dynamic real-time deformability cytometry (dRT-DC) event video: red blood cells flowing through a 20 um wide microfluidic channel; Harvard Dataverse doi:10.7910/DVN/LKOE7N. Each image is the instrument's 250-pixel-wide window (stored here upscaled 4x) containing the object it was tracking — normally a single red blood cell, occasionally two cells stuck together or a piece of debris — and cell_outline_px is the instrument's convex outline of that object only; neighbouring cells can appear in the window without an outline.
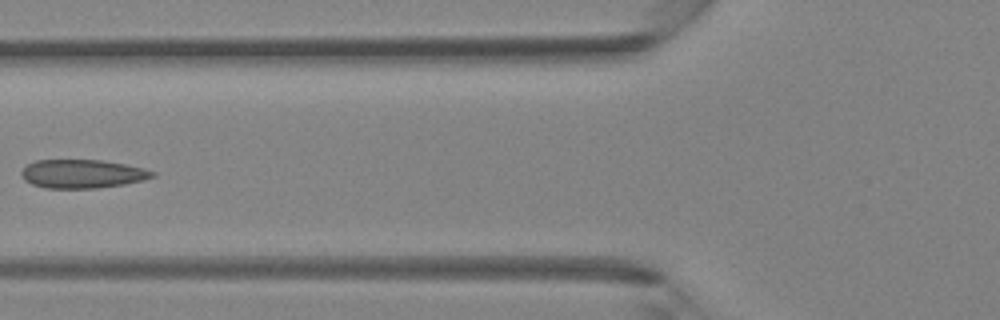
{"species": "Egyptian fruit bat (a non-hibernating species)", "species_latin": "Rousettus aegyptiacus", "temperature_condition": "room temperature", "stored_images_in_passage": 5, "camera_frame_rate_fps": 3000, "um_per_image_px": 0.085, "animal": {"sex": "female"}, "frame": {"image": 1, "passage_image": 5, "time_ms": 4.667, "image_size_px": [1000, 320], "cell_outline_px": [[156, 176], [144, 180], [124, 184], [96, 188], [44, 188], [32, 184], [24, 180], [20, 172], [28, 164], [36, 160], [100, 160], [124, 164], [144, 168], [156, 172]], "centroid_in_image_um": [7.01, 14.78], "position_along_channel_um": 118.8, "area_um2": 21.85}}